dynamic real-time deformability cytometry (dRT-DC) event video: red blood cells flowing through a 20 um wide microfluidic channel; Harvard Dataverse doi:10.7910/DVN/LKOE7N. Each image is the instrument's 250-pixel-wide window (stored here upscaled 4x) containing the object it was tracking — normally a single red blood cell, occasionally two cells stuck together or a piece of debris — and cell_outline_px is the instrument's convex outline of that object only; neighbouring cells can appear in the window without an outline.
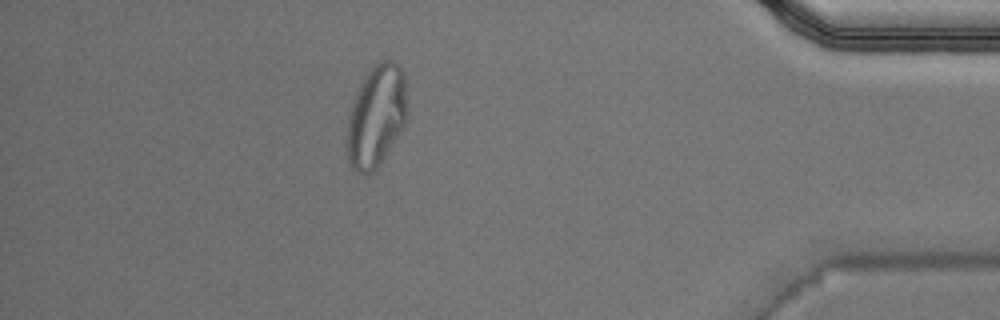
{"species": "Egyptian fruit bat (a non-hibernating species)", "species_latin": "Rousettus aegyptiacus", "temperature_condition": "warm", "stored_images_in_passage": 42, "camera_frame_rate_fps": 3000, "um_per_image_px": 0.085, "animal": {"sex": "male"}, "frame": {"image": 1, "passage_image": 36, "time_ms": 11.667, "image_size_px": [1000, 320], "cell_outline_px": [[408, 108], [404, 124], [376, 168], [372, 172], [364, 176], [356, 172], [352, 168], [344, 144], [348, 120], [352, 104], [360, 84], [368, 72], [380, 60], [392, 60], [400, 64], [404, 72]], "centroid_in_image_um": [31.97, 9.86], "position_along_channel_um": 403.2, "area_um2": 35.78}, "authors_computed_cell_mechanics": {"area_um2": 23.1778, "velocity_mm_per_s": 4.038, "shape_relaxation_time_tau1_ms": null, "shape_relaxation_time_tau2_ms": 0.976, "deformation_change_tau1": null, "deformation_change_tau2": 0.0803}}